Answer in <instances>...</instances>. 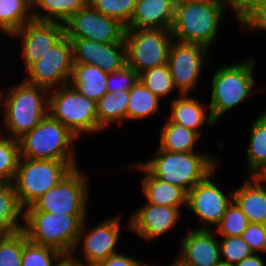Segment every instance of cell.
Returning a JSON list of instances; mask_svg holds the SVG:
<instances>
[{
	"mask_svg": "<svg viewBox=\"0 0 266 266\" xmlns=\"http://www.w3.org/2000/svg\"><path fill=\"white\" fill-rule=\"evenodd\" d=\"M186 1H203V0H173L174 4H178L180 2H186Z\"/></svg>",
	"mask_w": 266,
	"mask_h": 266,
	"instance_id": "cell-50",
	"label": "cell"
},
{
	"mask_svg": "<svg viewBox=\"0 0 266 266\" xmlns=\"http://www.w3.org/2000/svg\"><path fill=\"white\" fill-rule=\"evenodd\" d=\"M87 4L88 0H32V15L34 20L64 23Z\"/></svg>",
	"mask_w": 266,
	"mask_h": 266,
	"instance_id": "cell-30",
	"label": "cell"
},
{
	"mask_svg": "<svg viewBox=\"0 0 266 266\" xmlns=\"http://www.w3.org/2000/svg\"><path fill=\"white\" fill-rule=\"evenodd\" d=\"M174 11L173 0H136L133 16L125 28L171 30Z\"/></svg>",
	"mask_w": 266,
	"mask_h": 266,
	"instance_id": "cell-22",
	"label": "cell"
},
{
	"mask_svg": "<svg viewBox=\"0 0 266 266\" xmlns=\"http://www.w3.org/2000/svg\"><path fill=\"white\" fill-rule=\"evenodd\" d=\"M127 64L138 74L168 63L173 36L167 29L125 28Z\"/></svg>",
	"mask_w": 266,
	"mask_h": 266,
	"instance_id": "cell-11",
	"label": "cell"
},
{
	"mask_svg": "<svg viewBox=\"0 0 266 266\" xmlns=\"http://www.w3.org/2000/svg\"><path fill=\"white\" fill-rule=\"evenodd\" d=\"M18 81L3 90L0 123V132L16 140L37 126L49 107V90Z\"/></svg>",
	"mask_w": 266,
	"mask_h": 266,
	"instance_id": "cell-3",
	"label": "cell"
},
{
	"mask_svg": "<svg viewBox=\"0 0 266 266\" xmlns=\"http://www.w3.org/2000/svg\"><path fill=\"white\" fill-rule=\"evenodd\" d=\"M108 73L95 65L74 63L69 84L80 94L97 102L107 92Z\"/></svg>",
	"mask_w": 266,
	"mask_h": 266,
	"instance_id": "cell-24",
	"label": "cell"
},
{
	"mask_svg": "<svg viewBox=\"0 0 266 266\" xmlns=\"http://www.w3.org/2000/svg\"><path fill=\"white\" fill-rule=\"evenodd\" d=\"M221 260L235 265L254 254L250 246L239 236H218Z\"/></svg>",
	"mask_w": 266,
	"mask_h": 266,
	"instance_id": "cell-39",
	"label": "cell"
},
{
	"mask_svg": "<svg viewBox=\"0 0 266 266\" xmlns=\"http://www.w3.org/2000/svg\"><path fill=\"white\" fill-rule=\"evenodd\" d=\"M183 208L141 203L128 216L129 232L145 242L157 243V239L175 230L183 218Z\"/></svg>",
	"mask_w": 266,
	"mask_h": 266,
	"instance_id": "cell-17",
	"label": "cell"
},
{
	"mask_svg": "<svg viewBox=\"0 0 266 266\" xmlns=\"http://www.w3.org/2000/svg\"><path fill=\"white\" fill-rule=\"evenodd\" d=\"M77 167H81L78 161L20 158L12 182L20 205L24 209L31 206Z\"/></svg>",
	"mask_w": 266,
	"mask_h": 266,
	"instance_id": "cell-7",
	"label": "cell"
},
{
	"mask_svg": "<svg viewBox=\"0 0 266 266\" xmlns=\"http://www.w3.org/2000/svg\"><path fill=\"white\" fill-rule=\"evenodd\" d=\"M161 99L154 95L140 80L129 90L126 121L150 119L160 113Z\"/></svg>",
	"mask_w": 266,
	"mask_h": 266,
	"instance_id": "cell-29",
	"label": "cell"
},
{
	"mask_svg": "<svg viewBox=\"0 0 266 266\" xmlns=\"http://www.w3.org/2000/svg\"><path fill=\"white\" fill-rule=\"evenodd\" d=\"M78 138L49 114L18 139L20 158L31 160L78 161Z\"/></svg>",
	"mask_w": 266,
	"mask_h": 266,
	"instance_id": "cell-5",
	"label": "cell"
},
{
	"mask_svg": "<svg viewBox=\"0 0 266 266\" xmlns=\"http://www.w3.org/2000/svg\"><path fill=\"white\" fill-rule=\"evenodd\" d=\"M86 218L87 215L24 211L22 230L31 242L54 248L62 254H70Z\"/></svg>",
	"mask_w": 266,
	"mask_h": 266,
	"instance_id": "cell-6",
	"label": "cell"
},
{
	"mask_svg": "<svg viewBox=\"0 0 266 266\" xmlns=\"http://www.w3.org/2000/svg\"><path fill=\"white\" fill-rule=\"evenodd\" d=\"M256 254L266 253V225L250 223L240 236Z\"/></svg>",
	"mask_w": 266,
	"mask_h": 266,
	"instance_id": "cell-41",
	"label": "cell"
},
{
	"mask_svg": "<svg viewBox=\"0 0 266 266\" xmlns=\"http://www.w3.org/2000/svg\"><path fill=\"white\" fill-rule=\"evenodd\" d=\"M234 266H266V260L261 254L254 253L253 255L244 258Z\"/></svg>",
	"mask_w": 266,
	"mask_h": 266,
	"instance_id": "cell-43",
	"label": "cell"
},
{
	"mask_svg": "<svg viewBox=\"0 0 266 266\" xmlns=\"http://www.w3.org/2000/svg\"><path fill=\"white\" fill-rule=\"evenodd\" d=\"M61 255L62 253L54 248L31 242L24 232L21 266H53Z\"/></svg>",
	"mask_w": 266,
	"mask_h": 266,
	"instance_id": "cell-34",
	"label": "cell"
},
{
	"mask_svg": "<svg viewBox=\"0 0 266 266\" xmlns=\"http://www.w3.org/2000/svg\"><path fill=\"white\" fill-rule=\"evenodd\" d=\"M121 213L102 219L98 224L91 227L87 225L89 224L87 217L82 223L76 246L72 251L75 258L82 264L96 265L112 254L118 253L119 247L117 245H119L122 237V228L124 227L129 232V220L123 225V214ZM79 252H81L82 257L77 256Z\"/></svg>",
	"mask_w": 266,
	"mask_h": 266,
	"instance_id": "cell-10",
	"label": "cell"
},
{
	"mask_svg": "<svg viewBox=\"0 0 266 266\" xmlns=\"http://www.w3.org/2000/svg\"><path fill=\"white\" fill-rule=\"evenodd\" d=\"M64 36V25L60 22L32 20L25 23L8 39L16 41L20 50V60L25 72L39 60L48 49ZM18 41V42H17Z\"/></svg>",
	"mask_w": 266,
	"mask_h": 266,
	"instance_id": "cell-16",
	"label": "cell"
},
{
	"mask_svg": "<svg viewBox=\"0 0 266 266\" xmlns=\"http://www.w3.org/2000/svg\"><path fill=\"white\" fill-rule=\"evenodd\" d=\"M33 20L32 0H0V33L10 37Z\"/></svg>",
	"mask_w": 266,
	"mask_h": 266,
	"instance_id": "cell-31",
	"label": "cell"
},
{
	"mask_svg": "<svg viewBox=\"0 0 266 266\" xmlns=\"http://www.w3.org/2000/svg\"><path fill=\"white\" fill-rule=\"evenodd\" d=\"M82 263L75 258V256L70 254H62L53 266H81Z\"/></svg>",
	"mask_w": 266,
	"mask_h": 266,
	"instance_id": "cell-44",
	"label": "cell"
},
{
	"mask_svg": "<svg viewBox=\"0 0 266 266\" xmlns=\"http://www.w3.org/2000/svg\"><path fill=\"white\" fill-rule=\"evenodd\" d=\"M139 80L158 98H171L177 93L168 64L147 69L139 74ZM166 97V98H165Z\"/></svg>",
	"mask_w": 266,
	"mask_h": 266,
	"instance_id": "cell-32",
	"label": "cell"
},
{
	"mask_svg": "<svg viewBox=\"0 0 266 266\" xmlns=\"http://www.w3.org/2000/svg\"><path fill=\"white\" fill-rule=\"evenodd\" d=\"M20 159L19 142L0 132V183H12Z\"/></svg>",
	"mask_w": 266,
	"mask_h": 266,
	"instance_id": "cell-33",
	"label": "cell"
},
{
	"mask_svg": "<svg viewBox=\"0 0 266 266\" xmlns=\"http://www.w3.org/2000/svg\"><path fill=\"white\" fill-rule=\"evenodd\" d=\"M151 159L139 161L153 176L188 193L221 163L214 153L199 149L194 152H169L158 146Z\"/></svg>",
	"mask_w": 266,
	"mask_h": 266,
	"instance_id": "cell-4",
	"label": "cell"
},
{
	"mask_svg": "<svg viewBox=\"0 0 266 266\" xmlns=\"http://www.w3.org/2000/svg\"><path fill=\"white\" fill-rule=\"evenodd\" d=\"M74 63L95 65L111 73L127 64L125 43H99L88 39H74Z\"/></svg>",
	"mask_w": 266,
	"mask_h": 266,
	"instance_id": "cell-19",
	"label": "cell"
},
{
	"mask_svg": "<svg viewBox=\"0 0 266 266\" xmlns=\"http://www.w3.org/2000/svg\"><path fill=\"white\" fill-rule=\"evenodd\" d=\"M249 224V220L245 214L232 200V202L227 206L221 222L214 231L217 236L239 237Z\"/></svg>",
	"mask_w": 266,
	"mask_h": 266,
	"instance_id": "cell-36",
	"label": "cell"
},
{
	"mask_svg": "<svg viewBox=\"0 0 266 266\" xmlns=\"http://www.w3.org/2000/svg\"><path fill=\"white\" fill-rule=\"evenodd\" d=\"M233 201L249 223L266 225V186L254 176H246L241 185L233 187Z\"/></svg>",
	"mask_w": 266,
	"mask_h": 266,
	"instance_id": "cell-23",
	"label": "cell"
},
{
	"mask_svg": "<svg viewBox=\"0 0 266 266\" xmlns=\"http://www.w3.org/2000/svg\"><path fill=\"white\" fill-rule=\"evenodd\" d=\"M249 141L245 151L247 176H254L266 165V108L251 121Z\"/></svg>",
	"mask_w": 266,
	"mask_h": 266,
	"instance_id": "cell-25",
	"label": "cell"
},
{
	"mask_svg": "<svg viewBox=\"0 0 266 266\" xmlns=\"http://www.w3.org/2000/svg\"><path fill=\"white\" fill-rule=\"evenodd\" d=\"M185 231L178 243L181 259L194 266H215L221 260L219 237L214 230L187 226Z\"/></svg>",
	"mask_w": 266,
	"mask_h": 266,
	"instance_id": "cell-18",
	"label": "cell"
},
{
	"mask_svg": "<svg viewBox=\"0 0 266 266\" xmlns=\"http://www.w3.org/2000/svg\"><path fill=\"white\" fill-rule=\"evenodd\" d=\"M24 208L20 205L12 183H0V237L22 230Z\"/></svg>",
	"mask_w": 266,
	"mask_h": 266,
	"instance_id": "cell-27",
	"label": "cell"
},
{
	"mask_svg": "<svg viewBox=\"0 0 266 266\" xmlns=\"http://www.w3.org/2000/svg\"><path fill=\"white\" fill-rule=\"evenodd\" d=\"M128 102L129 91L125 90L107 92L96 102L99 133H104L113 124L123 127L126 122Z\"/></svg>",
	"mask_w": 266,
	"mask_h": 266,
	"instance_id": "cell-26",
	"label": "cell"
},
{
	"mask_svg": "<svg viewBox=\"0 0 266 266\" xmlns=\"http://www.w3.org/2000/svg\"><path fill=\"white\" fill-rule=\"evenodd\" d=\"M137 258L135 256H131V254H126L121 252L112 254L107 257L105 260L97 263V266H130Z\"/></svg>",
	"mask_w": 266,
	"mask_h": 266,
	"instance_id": "cell-42",
	"label": "cell"
},
{
	"mask_svg": "<svg viewBox=\"0 0 266 266\" xmlns=\"http://www.w3.org/2000/svg\"><path fill=\"white\" fill-rule=\"evenodd\" d=\"M243 29V0L186 1L175 4L171 34L174 40L197 43L213 49L227 11ZM240 27V28H239Z\"/></svg>",
	"mask_w": 266,
	"mask_h": 266,
	"instance_id": "cell-1",
	"label": "cell"
},
{
	"mask_svg": "<svg viewBox=\"0 0 266 266\" xmlns=\"http://www.w3.org/2000/svg\"><path fill=\"white\" fill-rule=\"evenodd\" d=\"M139 80V74L128 64L121 69L108 73L106 82L108 92L129 91Z\"/></svg>",
	"mask_w": 266,
	"mask_h": 266,
	"instance_id": "cell-40",
	"label": "cell"
},
{
	"mask_svg": "<svg viewBox=\"0 0 266 266\" xmlns=\"http://www.w3.org/2000/svg\"><path fill=\"white\" fill-rule=\"evenodd\" d=\"M210 50L197 43L172 41L168 65L177 95L194 94L198 91L204 68L211 67ZM208 62V63H207ZM207 64V65H206Z\"/></svg>",
	"mask_w": 266,
	"mask_h": 266,
	"instance_id": "cell-13",
	"label": "cell"
},
{
	"mask_svg": "<svg viewBox=\"0 0 266 266\" xmlns=\"http://www.w3.org/2000/svg\"><path fill=\"white\" fill-rule=\"evenodd\" d=\"M81 266H97V265H94V264H82Z\"/></svg>",
	"mask_w": 266,
	"mask_h": 266,
	"instance_id": "cell-51",
	"label": "cell"
},
{
	"mask_svg": "<svg viewBox=\"0 0 266 266\" xmlns=\"http://www.w3.org/2000/svg\"><path fill=\"white\" fill-rule=\"evenodd\" d=\"M215 266H234V265L220 260Z\"/></svg>",
	"mask_w": 266,
	"mask_h": 266,
	"instance_id": "cell-48",
	"label": "cell"
},
{
	"mask_svg": "<svg viewBox=\"0 0 266 266\" xmlns=\"http://www.w3.org/2000/svg\"><path fill=\"white\" fill-rule=\"evenodd\" d=\"M64 25V35L74 39H88L99 43H125V26L105 16L87 4L73 14Z\"/></svg>",
	"mask_w": 266,
	"mask_h": 266,
	"instance_id": "cell-15",
	"label": "cell"
},
{
	"mask_svg": "<svg viewBox=\"0 0 266 266\" xmlns=\"http://www.w3.org/2000/svg\"><path fill=\"white\" fill-rule=\"evenodd\" d=\"M24 248V231L0 237V266H21Z\"/></svg>",
	"mask_w": 266,
	"mask_h": 266,
	"instance_id": "cell-38",
	"label": "cell"
},
{
	"mask_svg": "<svg viewBox=\"0 0 266 266\" xmlns=\"http://www.w3.org/2000/svg\"><path fill=\"white\" fill-rule=\"evenodd\" d=\"M88 4L96 11L118 20L126 27L133 16L136 0H88Z\"/></svg>",
	"mask_w": 266,
	"mask_h": 266,
	"instance_id": "cell-35",
	"label": "cell"
},
{
	"mask_svg": "<svg viewBox=\"0 0 266 266\" xmlns=\"http://www.w3.org/2000/svg\"><path fill=\"white\" fill-rule=\"evenodd\" d=\"M73 65V45L64 35L24 72L22 79L50 91L69 84Z\"/></svg>",
	"mask_w": 266,
	"mask_h": 266,
	"instance_id": "cell-14",
	"label": "cell"
},
{
	"mask_svg": "<svg viewBox=\"0 0 266 266\" xmlns=\"http://www.w3.org/2000/svg\"><path fill=\"white\" fill-rule=\"evenodd\" d=\"M254 177L264 186H266V165L259 170Z\"/></svg>",
	"mask_w": 266,
	"mask_h": 266,
	"instance_id": "cell-46",
	"label": "cell"
},
{
	"mask_svg": "<svg viewBox=\"0 0 266 266\" xmlns=\"http://www.w3.org/2000/svg\"><path fill=\"white\" fill-rule=\"evenodd\" d=\"M169 101V114L166 116L171 122L203 135L202 127L212 128L217 124L210 113L209 105L199 100L194 94L175 95Z\"/></svg>",
	"mask_w": 266,
	"mask_h": 266,
	"instance_id": "cell-20",
	"label": "cell"
},
{
	"mask_svg": "<svg viewBox=\"0 0 266 266\" xmlns=\"http://www.w3.org/2000/svg\"><path fill=\"white\" fill-rule=\"evenodd\" d=\"M48 114L63 124L80 141L83 135H99L96 102L70 84L49 91Z\"/></svg>",
	"mask_w": 266,
	"mask_h": 266,
	"instance_id": "cell-8",
	"label": "cell"
},
{
	"mask_svg": "<svg viewBox=\"0 0 266 266\" xmlns=\"http://www.w3.org/2000/svg\"><path fill=\"white\" fill-rule=\"evenodd\" d=\"M242 30L266 33V0H243Z\"/></svg>",
	"mask_w": 266,
	"mask_h": 266,
	"instance_id": "cell-37",
	"label": "cell"
},
{
	"mask_svg": "<svg viewBox=\"0 0 266 266\" xmlns=\"http://www.w3.org/2000/svg\"><path fill=\"white\" fill-rule=\"evenodd\" d=\"M129 169L144 174L140 180V188L144 201L160 206H169L176 208H186L187 193L168 182L153 176L139 161L130 163Z\"/></svg>",
	"mask_w": 266,
	"mask_h": 266,
	"instance_id": "cell-21",
	"label": "cell"
},
{
	"mask_svg": "<svg viewBox=\"0 0 266 266\" xmlns=\"http://www.w3.org/2000/svg\"><path fill=\"white\" fill-rule=\"evenodd\" d=\"M80 168H74L59 184L48 190L24 211L88 215L90 177Z\"/></svg>",
	"mask_w": 266,
	"mask_h": 266,
	"instance_id": "cell-9",
	"label": "cell"
},
{
	"mask_svg": "<svg viewBox=\"0 0 266 266\" xmlns=\"http://www.w3.org/2000/svg\"><path fill=\"white\" fill-rule=\"evenodd\" d=\"M130 266H155L154 263L151 265L147 260H138V258Z\"/></svg>",
	"mask_w": 266,
	"mask_h": 266,
	"instance_id": "cell-47",
	"label": "cell"
},
{
	"mask_svg": "<svg viewBox=\"0 0 266 266\" xmlns=\"http://www.w3.org/2000/svg\"><path fill=\"white\" fill-rule=\"evenodd\" d=\"M160 127L159 144L160 149L169 152H194L196 144L201 141V136L188 128L171 122L167 117Z\"/></svg>",
	"mask_w": 266,
	"mask_h": 266,
	"instance_id": "cell-28",
	"label": "cell"
},
{
	"mask_svg": "<svg viewBox=\"0 0 266 266\" xmlns=\"http://www.w3.org/2000/svg\"><path fill=\"white\" fill-rule=\"evenodd\" d=\"M221 165L222 163L187 193L186 210L195 215L194 217L197 216L200 222L193 229L214 230L233 200V188L225 192L219 186L217 171Z\"/></svg>",
	"mask_w": 266,
	"mask_h": 266,
	"instance_id": "cell-12",
	"label": "cell"
},
{
	"mask_svg": "<svg viewBox=\"0 0 266 266\" xmlns=\"http://www.w3.org/2000/svg\"><path fill=\"white\" fill-rule=\"evenodd\" d=\"M156 266H160V265L157 264ZM165 266H194V265L186 263L177 254H175V258L173 259V261L171 263H169L168 265L166 264Z\"/></svg>",
	"mask_w": 266,
	"mask_h": 266,
	"instance_id": "cell-45",
	"label": "cell"
},
{
	"mask_svg": "<svg viewBox=\"0 0 266 266\" xmlns=\"http://www.w3.org/2000/svg\"><path fill=\"white\" fill-rule=\"evenodd\" d=\"M237 62L219 64L220 66L211 73V94L208 105L211 116L217 125L232 109L251 100V96L253 97L256 93V95L261 94L255 81L256 59L244 58L242 62Z\"/></svg>",
	"mask_w": 266,
	"mask_h": 266,
	"instance_id": "cell-2",
	"label": "cell"
},
{
	"mask_svg": "<svg viewBox=\"0 0 266 266\" xmlns=\"http://www.w3.org/2000/svg\"><path fill=\"white\" fill-rule=\"evenodd\" d=\"M3 90L2 87L0 88V115L2 114V97H3ZM1 126V125H0Z\"/></svg>",
	"mask_w": 266,
	"mask_h": 266,
	"instance_id": "cell-49",
	"label": "cell"
}]
</instances>
